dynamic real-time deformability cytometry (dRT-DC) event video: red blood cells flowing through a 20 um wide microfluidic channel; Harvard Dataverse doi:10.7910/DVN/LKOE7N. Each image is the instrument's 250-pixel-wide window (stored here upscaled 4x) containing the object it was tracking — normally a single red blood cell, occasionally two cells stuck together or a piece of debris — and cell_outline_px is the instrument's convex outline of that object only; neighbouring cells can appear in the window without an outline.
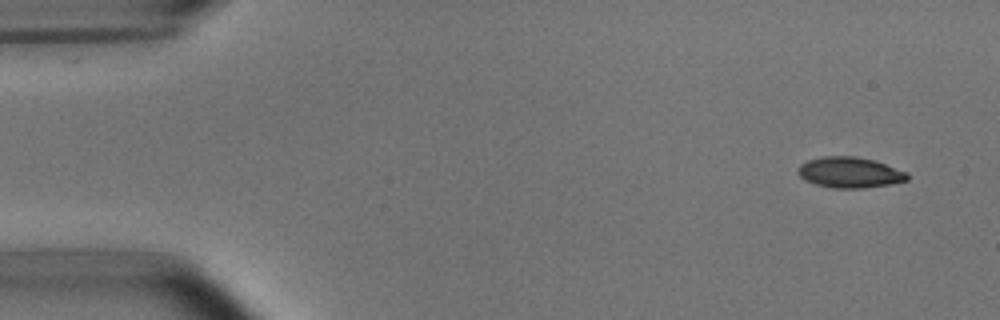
{"species": "common noctule bat (a hibernating species)", "species_latin": "Nyctalus noctula", "temperature_condition": "room temperature", "stored_images_in_passage": 52, "camera_frame_rate_fps": 3000, "um_per_image_px": 0.085, "animal": {"sex": "male", "body_mass_g": 15.6}, "frame": {"image": 1, "passage_image": 3, "time_ms": 0.667, "image_size_px": [1000, 320], "cell_outline_px": [[908, 180], [892, 184], [864, 188], [832, 188], [816, 184], [804, 180], [796, 172], [800, 164], [808, 160], [824, 156], [856, 156], [872, 160], [908, 172]], "centroid_in_image_um": [72.21, 14.66], "position_along_channel_um": 12.8, "area_um2": 19.59}}
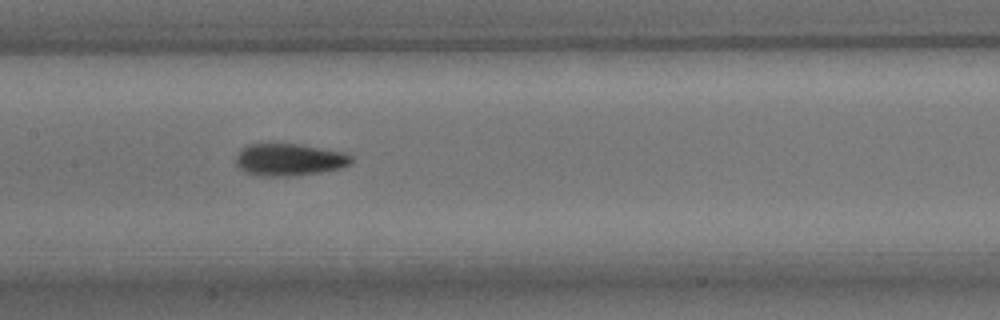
{"frame": {"image": 2, "passage_image": 25, "time_ms": 8.0, "image_size_px": [1000, 320], "cell_outline_px": [[352, 164], [340, 168], [320, 172], [292, 176], [256, 176], [244, 172], [236, 164], [236, 156], [240, 148], [248, 144], [296, 144], [344, 152], [352, 156]], "centroid_in_image_um": [24.56, 13.58], "position_along_channel_um": 182.8, "area_um2": 21.73}}
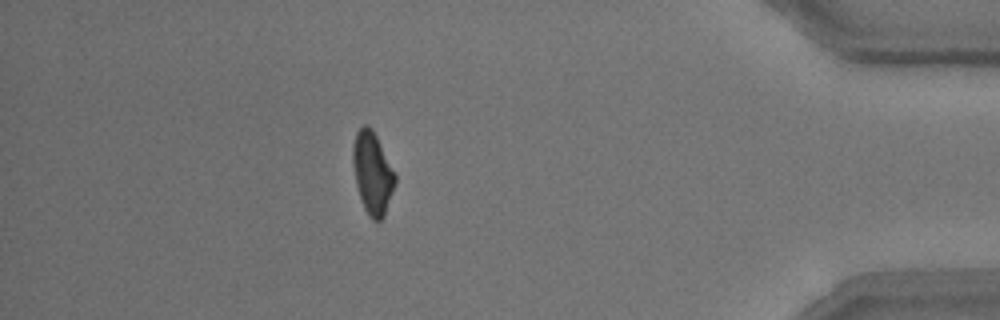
{"frame": {"image": 3, "passage_image": 46, "time_ms": 15.0, "image_size_px": [1000, 320], "cell_outline_px": [[396, 184], [384, 216], [380, 220], [372, 220], [368, 216], [364, 208], [356, 184], [352, 164], [352, 144], [356, 132], [364, 124], [368, 124], [372, 128], [396, 172]], "centroid_in_image_um": [31.67, 14.68], "position_along_channel_um": 403.5, "area_um2": 20.52}, "authors_computed_cell_mechanics": {"area_um2": 20.4612, "velocity_mm_per_s": 3.7993, "shape_relaxation_time_tau1_ms": 3.9102, "shape_relaxation_time_tau2_ms": 2.8852, "deformation_change_tau1": 0.138, "deformation_change_tau2": 0.0866}}